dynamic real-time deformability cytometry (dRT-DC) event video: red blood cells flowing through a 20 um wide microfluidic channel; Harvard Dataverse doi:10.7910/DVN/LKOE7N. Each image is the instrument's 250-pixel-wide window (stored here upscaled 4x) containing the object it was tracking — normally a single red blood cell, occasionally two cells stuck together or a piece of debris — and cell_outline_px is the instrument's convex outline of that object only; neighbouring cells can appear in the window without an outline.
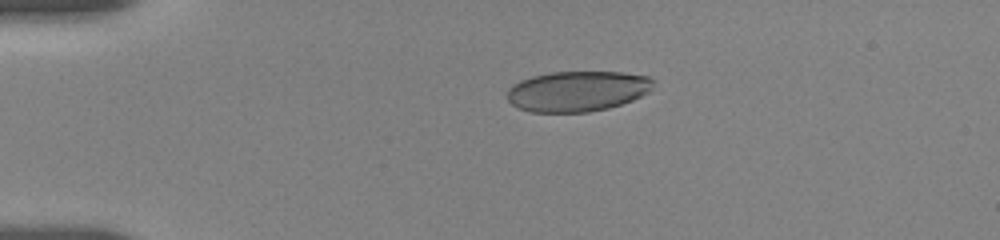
{"species": "human", "species_latin": "Homo sapiens", "temperature_condition": "room temperature", "stored_images_in_passage": 20, "camera_frame_rate_fps": 3000, "um_per_image_px": 0.085, "donor": {"sex": "female"}, "frame": {"image": 1, "passage_image": 1, "time_ms": 0.0, "image_size_px": [1000, 240], "cell_outline_px": [[656, 80], [652, 88], [648, 92], [632, 100], [608, 108], [588, 112], [532, 112], [516, 108], [508, 100], [508, 88], [512, 84], [520, 80], [532, 76], [552, 72], [624, 72], [648, 76]], "centroid_in_image_um": [49.08, 7.74], "position_along_channel_um": 35.9, "area_um2": 34.62}}
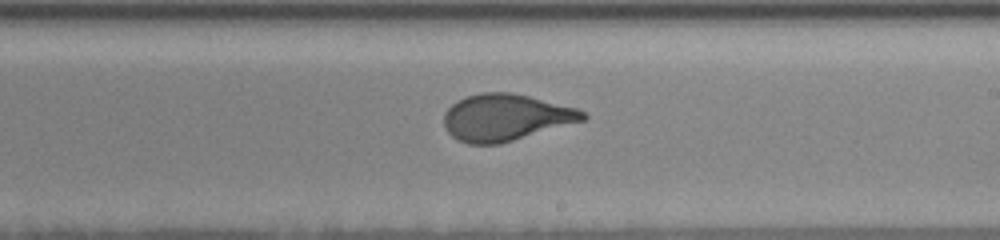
{"frame": {"image": 2, "passage_image": 11, "time_ms": 7.0, "image_size_px": [1000, 240], "cell_outline_px": [[588, 116], [584, 120], [500, 144], [468, 144], [452, 136], [448, 132], [444, 124], [444, 112], [452, 104], [464, 96], [484, 92], [512, 92], [576, 108], [584, 112]], "centroid_in_image_um": [42.95, 9.98], "position_along_channel_um": 246.1, "area_um2": 37.57}}
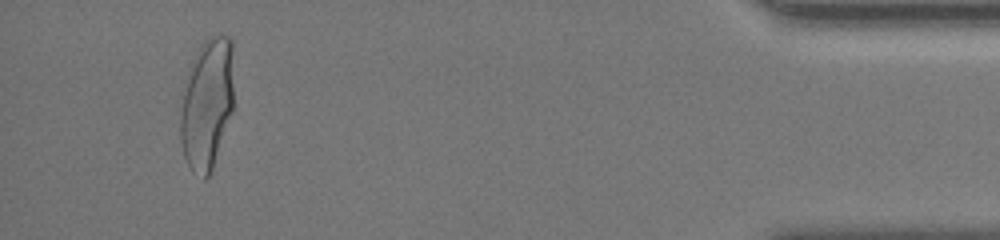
{"frame": {"image": 3, "passage_image": 19, "time_ms": 13.333, "image_size_px": [1000, 240], "cell_outline_px": [[232, 112], [212, 168], [208, 176], [204, 180], [192, 172], [184, 156], [180, 136], [180, 112], [188, 72], [192, 60], [200, 44], [204, 40], [212, 36], [232, 36]], "centroid_in_image_um": [17.58, 8.82], "position_along_channel_um": 417.6, "area_um2": 40.46}, "authors_computed_cell_mechanics": {"area_um2": 37.8301, "velocity_mm_per_s": 3.6624, "shape_relaxation_time_tau1_ms": 4.6254, "shape_relaxation_time_tau2_ms": null, "deformation_change_tau1": 0.1701, "deformation_change_tau2": null}}